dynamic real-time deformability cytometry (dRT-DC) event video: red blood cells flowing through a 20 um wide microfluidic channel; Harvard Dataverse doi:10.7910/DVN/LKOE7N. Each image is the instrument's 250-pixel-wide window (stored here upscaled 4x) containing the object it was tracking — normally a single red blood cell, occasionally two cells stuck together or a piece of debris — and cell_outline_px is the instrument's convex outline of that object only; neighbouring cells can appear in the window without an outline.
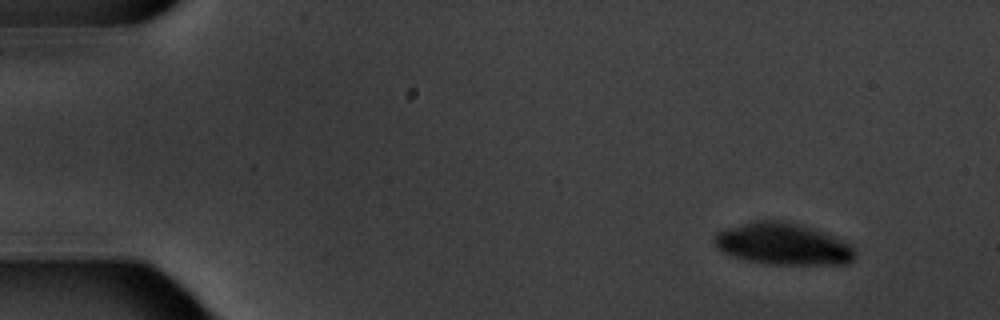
{"species": "common noctule bat (a hibernating species)", "species_latin": "Nyctalus noctula", "temperature_condition": "warm", "stored_images_in_passage": 10, "camera_frame_rate_fps": 3000, "um_per_image_px": 0.085, "animal": {"sex": "male", "body_mass_g": 20.1, "forearm_length_mm": 53.5}, "frame": {"image": 1, "passage_image": 1, "time_ms": 0.0, "image_size_px": [1000, 320], "cell_outline_px": [[856, 256], [848, 264], [768, 264], [744, 260], [732, 256], [716, 248], [712, 240], [716, 232], [728, 228], [756, 220], [788, 220], [812, 228], [832, 236], [848, 244], [856, 252]], "centroid_in_image_um": [66.51, 20.74], "position_along_channel_um": 18.5, "area_um2": 34.22}}